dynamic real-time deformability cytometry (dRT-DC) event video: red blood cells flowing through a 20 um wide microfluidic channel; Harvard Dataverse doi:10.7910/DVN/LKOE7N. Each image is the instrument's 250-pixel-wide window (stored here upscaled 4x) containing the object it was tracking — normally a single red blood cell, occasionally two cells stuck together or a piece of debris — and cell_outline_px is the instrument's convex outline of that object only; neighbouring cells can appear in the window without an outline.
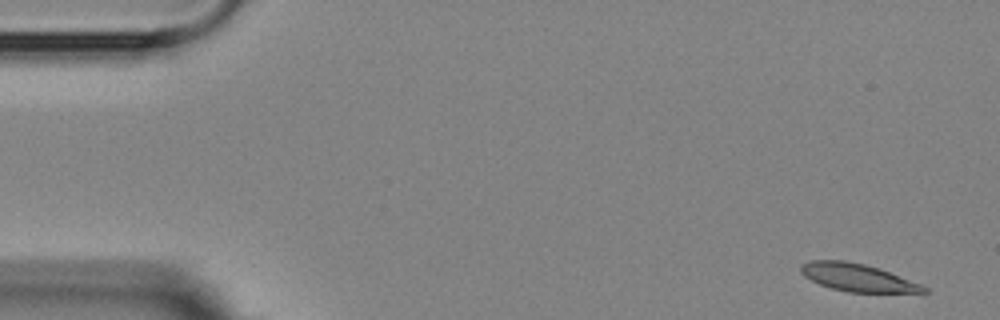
{"species": "Egyptian fruit bat (a non-hibernating species)", "species_latin": "Rousettus aegyptiacus", "temperature_condition": "room temperature", "stored_images_in_passage": 4, "camera_frame_rate_fps": 3000, "um_per_image_px": 0.085, "animal": {"sex": "female"}, "frame": {"image": 1, "passage_image": 1, "time_ms": 0.0, "image_size_px": [1000, 320], "cell_outline_px": [[928, 292], [848, 292], [832, 288], [820, 284], [804, 276], [800, 272], [800, 264], [812, 260], [844, 260], [864, 264], [880, 268], [920, 284], [928, 288]], "centroid_in_image_um": [72.86, 23.58], "position_along_channel_um": 12.1, "area_um2": 19.65}}
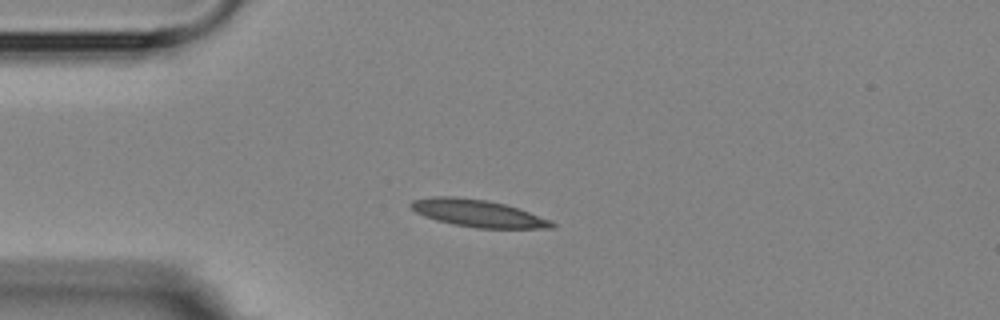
{"frame": {"image": 2, "passage_image": 4, "time_ms": 3.667, "image_size_px": [1000, 320], "cell_outline_px": [[556, 224], [552, 228], [476, 228], [452, 224], [436, 220], [424, 216], [416, 212], [408, 204], [412, 200], [432, 196], [456, 196], [488, 200], [504, 204], [552, 220]], "centroid_in_image_um": [40.58, 18.12], "position_along_channel_um": 44.4, "area_um2": 22.37}}